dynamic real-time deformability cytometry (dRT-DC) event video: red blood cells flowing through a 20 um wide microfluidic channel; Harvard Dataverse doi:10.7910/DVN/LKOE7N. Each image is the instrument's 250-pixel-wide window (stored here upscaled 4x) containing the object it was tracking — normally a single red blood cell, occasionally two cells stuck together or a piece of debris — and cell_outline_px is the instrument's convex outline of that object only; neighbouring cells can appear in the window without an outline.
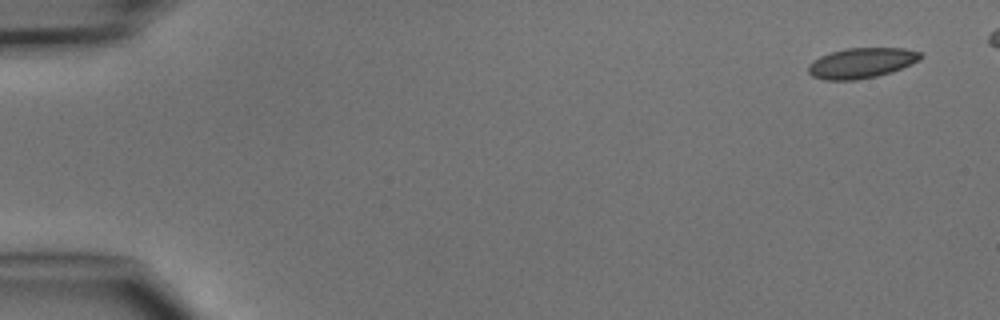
{"species": "common noctule bat (a hibernating species)", "species_latin": "Nyctalus noctula", "temperature_condition": "cold", "stored_images_in_passage": 6, "camera_frame_rate_fps": 3000, "um_per_image_px": 0.085, "animal": {"sex": "male", "body_mass_g": 15.6}, "frame": {"image": 1, "passage_image": 1, "time_ms": 0.0, "image_size_px": [1000, 320], "cell_outline_px": [[924, 56], [920, 60], [912, 64], [892, 72], [876, 76], [856, 80], [824, 80], [812, 76], [808, 72], [808, 64], [812, 60], [820, 56], [832, 52], [848, 48], [904, 48], [920, 52]], "centroid_in_image_um": [73.23, 5.36], "position_along_channel_um": 11.8, "area_um2": 19.94}}